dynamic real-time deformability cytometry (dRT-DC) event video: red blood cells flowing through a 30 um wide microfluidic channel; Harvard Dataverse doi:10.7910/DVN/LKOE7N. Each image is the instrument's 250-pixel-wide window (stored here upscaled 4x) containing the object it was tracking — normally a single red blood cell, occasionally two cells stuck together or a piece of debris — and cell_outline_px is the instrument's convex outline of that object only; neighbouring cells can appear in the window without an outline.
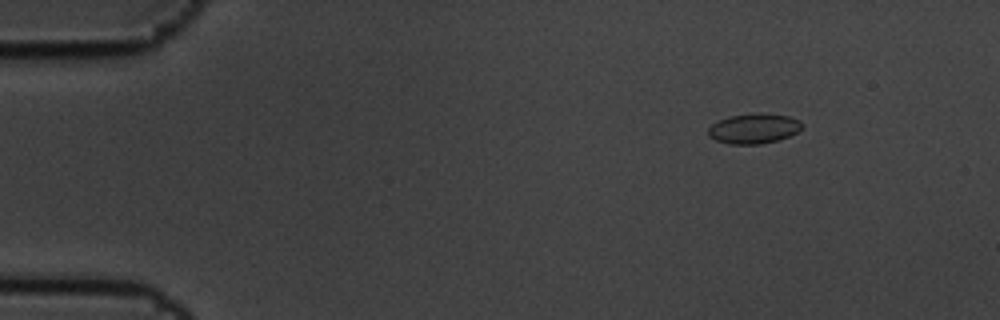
{"species": "common noctule bat (a hibernating species)", "species_latin": "Nyctalus noctula", "temperature_condition": "cold", "stored_images_in_passage": 6, "camera_frame_rate_fps": 3000, "um_per_image_px": 0.085, "animal": {"sex": "male", "body_mass_g": 19.5, "forearm_length_mm": 54.6}, "frame": {"image": 1, "passage_image": 2, "time_ms": 0.333, "image_size_px": [1000, 320], "cell_outline_px": [[804, 124], [796, 132], [788, 136], [776, 140], [760, 144], [732, 144], [716, 140], [708, 136], [708, 128], [712, 124], [728, 116], [756, 112], [760, 112], [788, 116], [800, 120]], "centroid_in_image_um": [64.06, 10.9], "position_along_channel_um": 20.9, "area_um2": 16.42}}
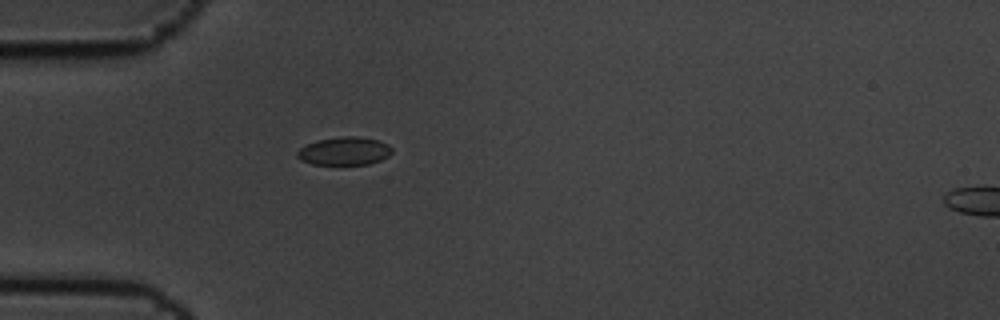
{"frame": {"image": 2, "passage_image": 5, "time_ms": 1.333, "image_size_px": [1000, 320], "cell_outline_px": [[392, 152], [388, 156], [380, 160], [368, 164], [312, 164], [300, 160], [296, 156], [296, 152], [300, 148], [316, 140], [344, 136], [356, 136], [380, 140], [388, 144], [392, 148]], "centroid_in_image_um": [29.27, 12.83], "position_along_channel_um": 55.7, "area_um2": 15.55}}